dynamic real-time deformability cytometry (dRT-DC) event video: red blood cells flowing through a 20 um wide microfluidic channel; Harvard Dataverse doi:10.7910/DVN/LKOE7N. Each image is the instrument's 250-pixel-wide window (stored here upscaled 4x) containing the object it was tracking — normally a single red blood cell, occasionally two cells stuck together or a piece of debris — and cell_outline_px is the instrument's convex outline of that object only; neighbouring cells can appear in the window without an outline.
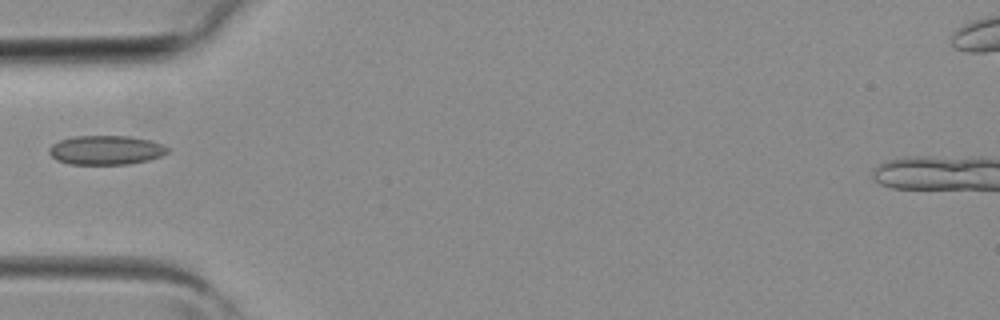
{"species": "common noctule bat (a hibernating species)", "species_latin": "Nyctalus noctula", "temperature_condition": "room temperature", "stored_images_in_passage": 13, "camera_frame_rate_fps": 3000, "um_per_image_px": 0.085, "animal": {"sex": "female", "body_mass_g": 19.3, "forearm_length_mm": 54.1}, "frame": {"image": 1, "passage_image": 2, "time_ms": 0.333, "image_size_px": [1000, 320], "cell_outline_px": [[168, 152], [160, 156], [148, 160], [128, 164], [68, 164], [56, 160], [48, 152], [48, 148], [52, 144], [60, 140], [76, 136], [128, 136], [152, 140], [164, 144], [168, 148]], "centroid_in_image_um": [9.0, 12.75], "position_along_channel_um": 76.0, "area_um2": 20.23}}